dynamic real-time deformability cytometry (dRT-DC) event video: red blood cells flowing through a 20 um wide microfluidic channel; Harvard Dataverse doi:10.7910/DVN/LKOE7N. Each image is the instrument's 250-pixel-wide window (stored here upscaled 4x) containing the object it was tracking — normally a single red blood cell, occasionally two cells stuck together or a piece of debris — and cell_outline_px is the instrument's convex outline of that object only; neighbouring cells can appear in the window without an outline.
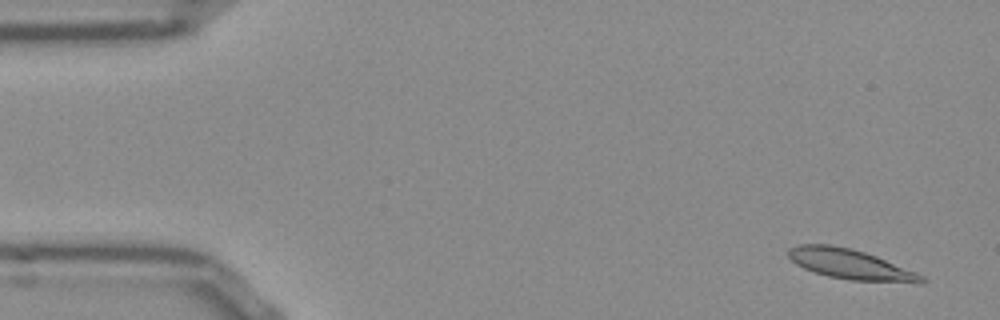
{"species": "Egyptian fruit bat (a non-hibernating species)", "species_latin": "Rousettus aegyptiacus", "temperature_condition": "room temperature", "stored_images_in_passage": 53, "camera_frame_rate_fps": 3000, "um_per_image_px": 0.085, "frame": {"image": 1, "passage_image": 3, "time_ms": 0.667, "image_size_px": [1000, 320], "cell_outline_px": [[928, 280], [924, 284], [920, 284], [852, 280], [828, 276], [804, 268], [796, 264], [788, 256], [788, 248], [796, 244], [832, 244], [852, 248], [876, 256], [916, 272], [924, 276]], "centroid_in_image_um": [72.33, 22.47], "position_along_channel_um": 12.7, "area_um2": 23.58}}
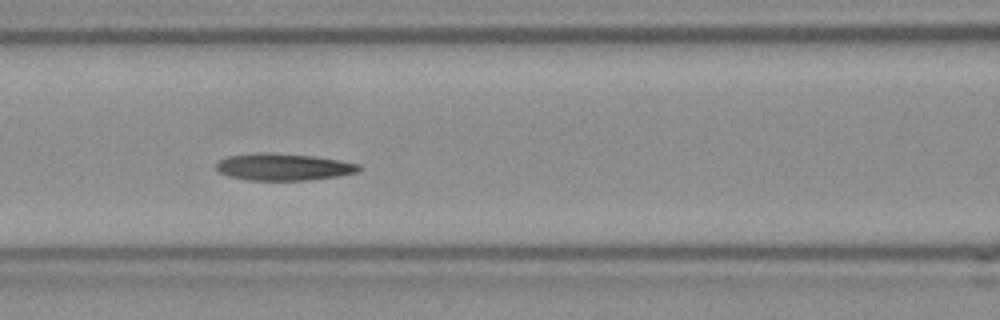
{"frame": {"image": 2, "passage_image": 22, "time_ms": 7.0, "image_size_px": [1000, 320], "cell_outline_px": [[360, 168], [356, 172], [340, 176], [308, 180], [248, 180], [228, 176], [216, 172], [216, 164], [220, 160], [228, 156], [312, 156], [340, 160], [360, 164]], "centroid_in_image_um": [24.14, 14.26], "position_along_channel_um": 142.5, "area_um2": 21.15}}
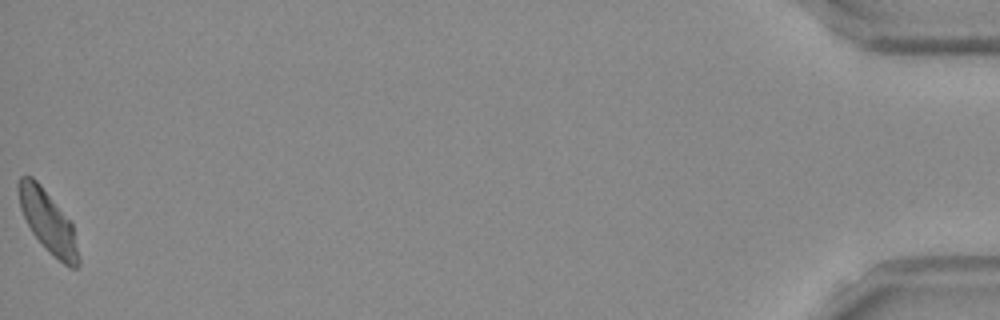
{"frame": {"image": 3, "passage_image": 53, "time_ms": 17.333, "image_size_px": [1000, 320], "cell_outline_px": [[80, 264], [76, 268], [68, 268], [48, 252], [32, 232], [20, 208], [16, 188], [16, 184], [20, 176], [32, 176], [40, 184], [72, 220], [80, 260]], "centroid_in_image_um": [4.09, 18.83], "position_along_channel_um": 431.1, "area_um2": 22.08}, "authors_computed_cell_mechanics": {"area_um2": 22.3108, "velocity_mm_per_s": 3.7996, "shape_relaxation_time_tau1_ms": null, "shape_relaxation_time_tau2_ms": 6.6778, "deformation_change_tau1": null, "deformation_change_tau2": 0.1321}}